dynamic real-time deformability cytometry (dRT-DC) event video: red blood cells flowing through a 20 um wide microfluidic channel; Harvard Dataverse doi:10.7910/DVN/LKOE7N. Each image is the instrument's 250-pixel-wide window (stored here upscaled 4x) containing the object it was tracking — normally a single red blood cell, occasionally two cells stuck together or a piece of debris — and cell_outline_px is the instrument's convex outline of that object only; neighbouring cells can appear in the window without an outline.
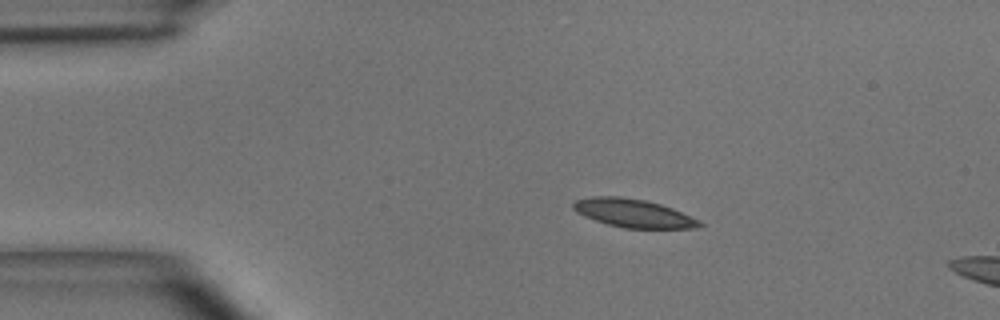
{"species": "common noctule bat (a hibernating species)", "species_latin": "Nyctalus noctula", "temperature_condition": "room temperature", "stored_images_in_passage": 13, "camera_frame_rate_fps": 3000, "um_per_image_px": 0.085, "animal": {"sex": "male", "body_mass_g": 15.6}, "frame": {"image": 1, "passage_image": 8, "time_ms": 2.333, "image_size_px": [1000, 320], "cell_outline_px": [[704, 224], [696, 228], [624, 228], [608, 224], [584, 216], [576, 212], [572, 208], [572, 204], [576, 200], [592, 196], [620, 196], [644, 200], [660, 204], [672, 208], [700, 220]], "centroid_in_image_um": [53.83, 18.12], "position_along_channel_um": 31.2, "area_um2": 20.75}}